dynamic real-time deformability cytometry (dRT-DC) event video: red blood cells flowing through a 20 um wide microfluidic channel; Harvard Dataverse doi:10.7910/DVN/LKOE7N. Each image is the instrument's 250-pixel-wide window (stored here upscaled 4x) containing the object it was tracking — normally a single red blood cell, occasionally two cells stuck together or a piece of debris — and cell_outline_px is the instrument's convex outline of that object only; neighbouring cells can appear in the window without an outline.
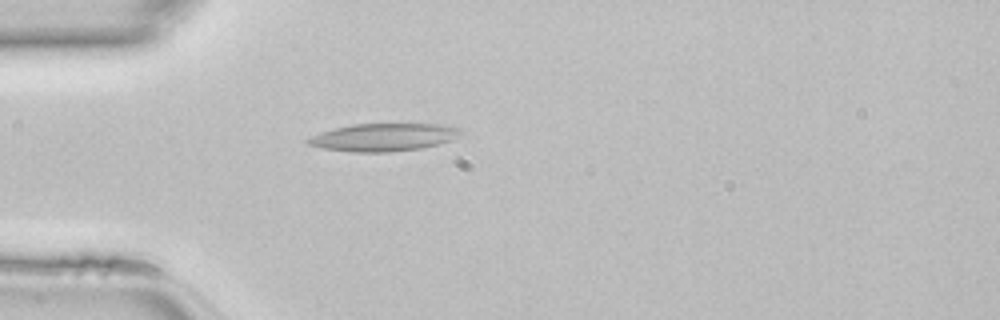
{"species": "common noctule bat (a hibernating species)", "species_latin": "Nyctalus noctula", "temperature_condition": "room temperature", "stored_images_in_passage": 43, "camera_frame_rate_fps": 3000, "um_per_image_px": 0.085, "animal": {"sex": "female", "body_mass_g": 22.7, "forearm_length_mm": 54.2}, "frame": {"image": 1, "passage_image": 10, "time_ms": 3.0, "image_size_px": [1000, 320], "cell_outline_px": [[464, 132], [460, 136], [452, 140], [420, 148], [388, 152], [352, 152], [320, 148], [304, 144], [304, 140], [320, 132], [332, 128], [352, 124], [440, 124], [460, 128]], "centroid_in_image_um": [32.55, 11.66], "position_along_channel_um": 52.4, "area_um2": 24.91}}
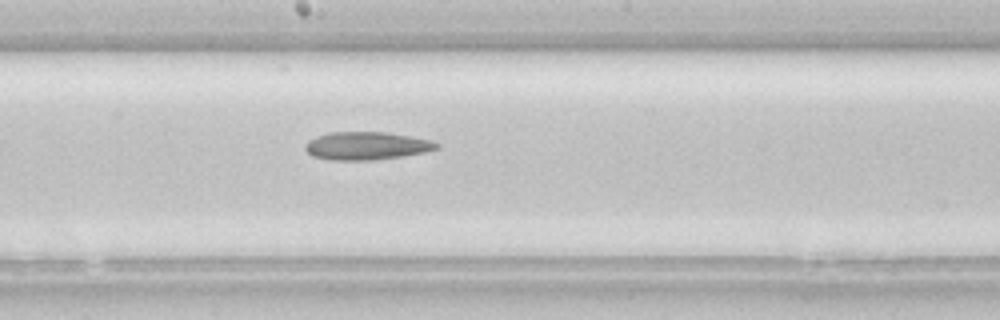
{"frame": {"image": 2, "passage_image": 22, "time_ms": 7.0, "image_size_px": [1000, 320], "cell_outline_px": [[440, 148], [424, 152], [404, 156], [372, 160], [332, 160], [312, 156], [304, 148], [304, 144], [308, 140], [316, 136], [328, 132], [388, 132], [432, 140], [440, 144]], "centroid_in_image_um": [31.16, 12.39], "position_along_channel_um": 217.0, "area_um2": 21.62}}
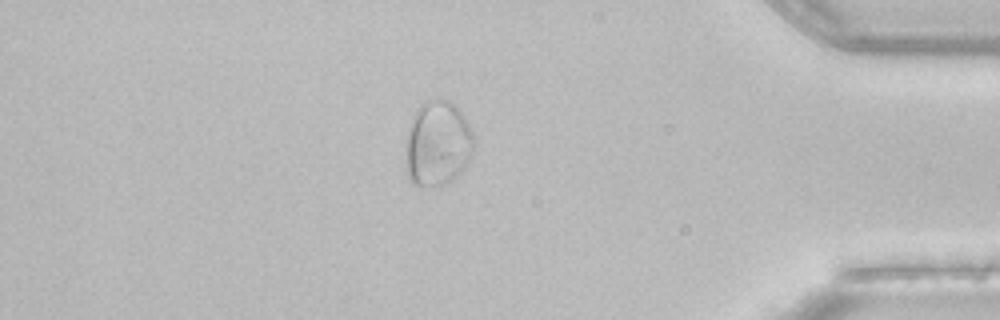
{"frame": {"image": 3, "passage_image": 37, "time_ms": 12.0, "image_size_px": [1000, 320], "cell_outline_px": [[472, 148], [468, 160], [464, 168], [456, 176], [444, 184], [412, 184], [408, 180], [404, 172], [408, 136], [412, 120], [420, 104], [432, 100], [448, 100], [464, 116], [472, 132]], "centroid_in_image_um": [37.16, 12.22], "position_along_channel_um": 398.0, "area_um2": 32.95}}